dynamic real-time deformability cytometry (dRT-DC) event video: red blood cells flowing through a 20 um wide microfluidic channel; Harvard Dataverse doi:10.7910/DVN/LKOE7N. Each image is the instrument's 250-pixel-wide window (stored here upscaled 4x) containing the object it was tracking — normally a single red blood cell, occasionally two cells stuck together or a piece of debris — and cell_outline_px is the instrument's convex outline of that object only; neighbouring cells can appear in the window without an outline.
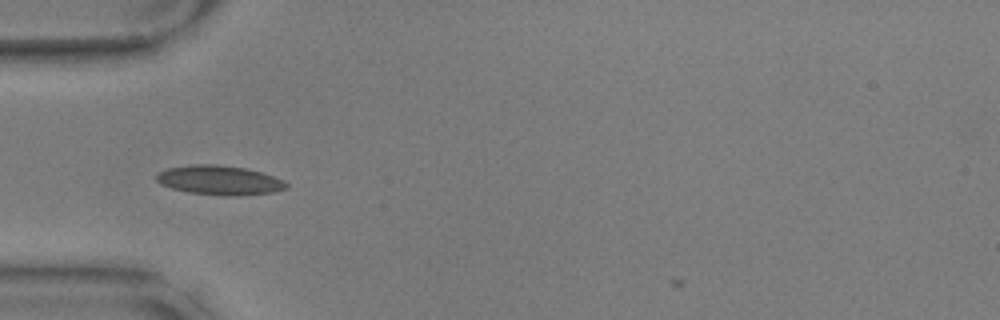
{"species": "common noctule bat (a hibernating species)", "species_latin": "Nyctalus noctula", "temperature_condition": "warm", "stored_images_in_passage": 28, "camera_frame_rate_fps": 3000, "um_per_image_px": 0.085, "animal": {"sex": "male", "body_mass_g": 17.9, "forearm_length_mm": 54.2}, "frame": {"image": 1, "passage_image": 2, "time_ms": 0.333, "image_size_px": [1000, 320], "cell_outline_px": [[288, 188], [272, 192], [236, 196], [224, 196], [188, 192], [172, 188], [160, 184], [156, 180], [156, 172], [168, 168], [192, 164], [216, 164], [244, 168], [260, 172], [284, 180], [288, 184]], "centroid_in_image_um": [18.63, 15.32], "position_along_channel_um": 66.4, "area_um2": 22.25}}
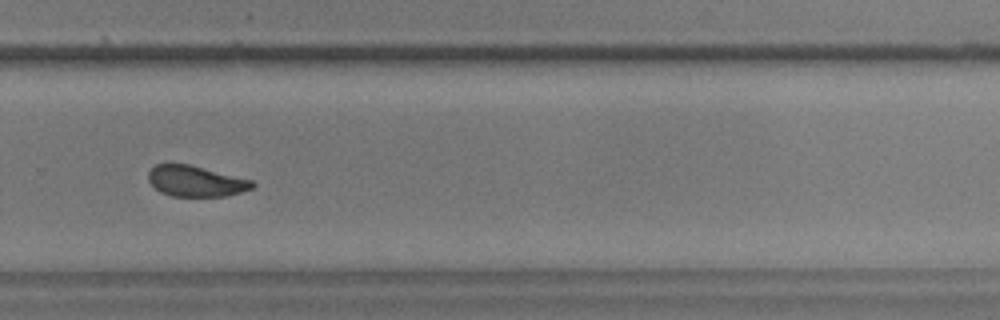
{"frame": {"image": 2, "passage_image": 23, "time_ms": 7.333, "image_size_px": [1000, 320], "cell_outline_px": [[256, 184], [252, 188], [228, 196], [172, 196], [160, 192], [148, 180], [148, 172], [156, 164], [188, 164], [252, 180]], "centroid_in_image_um": [16.64, 15.4], "position_along_channel_um": 313.2, "area_um2": 18.5}, "authors_computed_cell_mechanics": {"area_um2": 19.652, "velocity_mm_per_s": 3.5267, "shape_relaxation_time_tau1_ms": 5.7059, "shape_relaxation_time_tau2_ms": 1.8201, "deformation_change_tau1": 0.1344, "deformation_change_tau2": 0.0653}}